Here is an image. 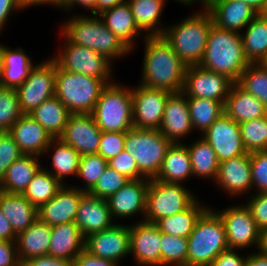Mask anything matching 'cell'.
I'll use <instances>...</instances> for the list:
<instances>
[{
	"label": "cell",
	"instance_id": "94428289",
	"mask_svg": "<svg viewBox=\"0 0 267 266\" xmlns=\"http://www.w3.org/2000/svg\"><path fill=\"white\" fill-rule=\"evenodd\" d=\"M16 235L10 222L4 216L0 208V238L4 241H15Z\"/></svg>",
	"mask_w": 267,
	"mask_h": 266
},
{
	"label": "cell",
	"instance_id": "ac0fdd59",
	"mask_svg": "<svg viewBox=\"0 0 267 266\" xmlns=\"http://www.w3.org/2000/svg\"><path fill=\"white\" fill-rule=\"evenodd\" d=\"M161 231L142 219L130 225V254L140 266H161Z\"/></svg>",
	"mask_w": 267,
	"mask_h": 266
},
{
	"label": "cell",
	"instance_id": "11a10c76",
	"mask_svg": "<svg viewBox=\"0 0 267 266\" xmlns=\"http://www.w3.org/2000/svg\"><path fill=\"white\" fill-rule=\"evenodd\" d=\"M19 263L15 241L0 243V266H16Z\"/></svg>",
	"mask_w": 267,
	"mask_h": 266
},
{
	"label": "cell",
	"instance_id": "003e7915",
	"mask_svg": "<svg viewBox=\"0 0 267 266\" xmlns=\"http://www.w3.org/2000/svg\"><path fill=\"white\" fill-rule=\"evenodd\" d=\"M257 249L260 254L267 257V229L261 231Z\"/></svg>",
	"mask_w": 267,
	"mask_h": 266
},
{
	"label": "cell",
	"instance_id": "60d3db41",
	"mask_svg": "<svg viewBox=\"0 0 267 266\" xmlns=\"http://www.w3.org/2000/svg\"><path fill=\"white\" fill-rule=\"evenodd\" d=\"M63 186L51 173L41 167L22 195L32 205L39 208L54 197Z\"/></svg>",
	"mask_w": 267,
	"mask_h": 266
},
{
	"label": "cell",
	"instance_id": "f546056e",
	"mask_svg": "<svg viewBox=\"0 0 267 266\" xmlns=\"http://www.w3.org/2000/svg\"><path fill=\"white\" fill-rule=\"evenodd\" d=\"M106 27L117 36L131 51L135 46L134 37H140L141 31L137 27L128 2L105 10L99 14Z\"/></svg>",
	"mask_w": 267,
	"mask_h": 266
},
{
	"label": "cell",
	"instance_id": "5bb4252c",
	"mask_svg": "<svg viewBox=\"0 0 267 266\" xmlns=\"http://www.w3.org/2000/svg\"><path fill=\"white\" fill-rule=\"evenodd\" d=\"M234 83L228 76L206 70L199 65L188 66L182 92L187 97L225 102Z\"/></svg>",
	"mask_w": 267,
	"mask_h": 266
},
{
	"label": "cell",
	"instance_id": "836d02e7",
	"mask_svg": "<svg viewBox=\"0 0 267 266\" xmlns=\"http://www.w3.org/2000/svg\"><path fill=\"white\" fill-rule=\"evenodd\" d=\"M70 111L56 97L45 100L29 115L33 117L53 139L59 138L69 119Z\"/></svg>",
	"mask_w": 267,
	"mask_h": 266
},
{
	"label": "cell",
	"instance_id": "7dc6e473",
	"mask_svg": "<svg viewBox=\"0 0 267 266\" xmlns=\"http://www.w3.org/2000/svg\"><path fill=\"white\" fill-rule=\"evenodd\" d=\"M130 181L125 175L107 166L97 183L88 191L91 195L107 200Z\"/></svg>",
	"mask_w": 267,
	"mask_h": 266
},
{
	"label": "cell",
	"instance_id": "484cf974",
	"mask_svg": "<svg viewBox=\"0 0 267 266\" xmlns=\"http://www.w3.org/2000/svg\"><path fill=\"white\" fill-rule=\"evenodd\" d=\"M51 229L48 255L72 262L85 249V238L75 222L54 225Z\"/></svg>",
	"mask_w": 267,
	"mask_h": 266
},
{
	"label": "cell",
	"instance_id": "7402d4cb",
	"mask_svg": "<svg viewBox=\"0 0 267 266\" xmlns=\"http://www.w3.org/2000/svg\"><path fill=\"white\" fill-rule=\"evenodd\" d=\"M159 130L171 143L176 144L183 143L180 142L181 138L193 131L187 96L183 92L168 96Z\"/></svg>",
	"mask_w": 267,
	"mask_h": 266
},
{
	"label": "cell",
	"instance_id": "7a4b0ae2",
	"mask_svg": "<svg viewBox=\"0 0 267 266\" xmlns=\"http://www.w3.org/2000/svg\"><path fill=\"white\" fill-rule=\"evenodd\" d=\"M249 64L244 55L241 33L213 24L199 66L226 75L236 83Z\"/></svg>",
	"mask_w": 267,
	"mask_h": 266
},
{
	"label": "cell",
	"instance_id": "89a4df30",
	"mask_svg": "<svg viewBox=\"0 0 267 266\" xmlns=\"http://www.w3.org/2000/svg\"><path fill=\"white\" fill-rule=\"evenodd\" d=\"M164 1H166V0H164ZM175 1L182 3L184 5H191L194 2H196V3L197 2H203V0H175Z\"/></svg>",
	"mask_w": 267,
	"mask_h": 266
},
{
	"label": "cell",
	"instance_id": "1f68e13d",
	"mask_svg": "<svg viewBox=\"0 0 267 266\" xmlns=\"http://www.w3.org/2000/svg\"><path fill=\"white\" fill-rule=\"evenodd\" d=\"M33 67L34 64L23 48L18 47L11 50L4 46L0 86L16 89L29 77Z\"/></svg>",
	"mask_w": 267,
	"mask_h": 266
},
{
	"label": "cell",
	"instance_id": "30bf717a",
	"mask_svg": "<svg viewBox=\"0 0 267 266\" xmlns=\"http://www.w3.org/2000/svg\"><path fill=\"white\" fill-rule=\"evenodd\" d=\"M63 39V50L52 57L61 69L104 80L107 84L113 82L112 61L90 48L71 43L64 35Z\"/></svg>",
	"mask_w": 267,
	"mask_h": 266
},
{
	"label": "cell",
	"instance_id": "2e32d148",
	"mask_svg": "<svg viewBox=\"0 0 267 266\" xmlns=\"http://www.w3.org/2000/svg\"><path fill=\"white\" fill-rule=\"evenodd\" d=\"M202 138L215 151L219 162L247 153L242 143L239 124L225 113L206 130Z\"/></svg>",
	"mask_w": 267,
	"mask_h": 266
},
{
	"label": "cell",
	"instance_id": "b9f144b4",
	"mask_svg": "<svg viewBox=\"0 0 267 266\" xmlns=\"http://www.w3.org/2000/svg\"><path fill=\"white\" fill-rule=\"evenodd\" d=\"M236 83L267 108V69L258 63H250Z\"/></svg>",
	"mask_w": 267,
	"mask_h": 266
},
{
	"label": "cell",
	"instance_id": "ba28073f",
	"mask_svg": "<svg viewBox=\"0 0 267 266\" xmlns=\"http://www.w3.org/2000/svg\"><path fill=\"white\" fill-rule=\"evenodd\" d=\"M171 144L160 130L133 127L126 132L124 150L134 157L139 172L145 178L155 179Z\"/></svg>",
	"mask_w": 267,
	"mask_h": 266
},
{
	"label": "cell",
	"instance_id": "6f0895ef",
	"mask_svg": "<svg viewBox=\"0 0 267 266\" xmlns=\"http://www.w3.org/2000/svg\"><path fill=\"white\" fill-rule=\"evenodd\" d=\"M23 266H72V262L65 259L44 255L22 262Z\"/></svg>",
	"mask_w": 267,
	"mask_h": 266
},
{
	"label": "cell",
	"instance_id": "e575fe53",
	"mask_svg": "<svg viewBox=\"0 0 267 266\" xmlns=\"http://www.w3.org/2000/svg\"><path fill=\"white\" fill-rule=\"evenodd\" d=\"M127 2L137 27L140 31L145 30V36H162L165 28L158 23L166 3L164 0H128Z\"/></svg>",
	"mask_w": 267,
	"mask_h": 266
},
{
	"label": "cell",
	"instance_id": "277c9868",
	"mask_svg": "<svg viewBox=\"0 0 267 266\" xmlns=\"http://www.w3.org/2000/svg\"><path fill=\"white\" fill-rule=\"evenodd\" d=\"M99 15L73 16L61 27L71 43L92 49L110 61L130 53V49L103 23Z\"/></svg>",
	"mask_w": 267,
	"mask_h": 266
},
{
	"label": "cell",
	"instance_id": "6da1fadb",
	"mask_svg": "<svg viewBox=\"0 0 267 266\" xmlns=\"http://www.w3.org/2000/svg\"><path fill=\"white\" fill-rule=\"evenodd\" d=\"M143 38L145 52L140 84L171 93L182 92L187 66L163 36L144 35Z\"/></svg>",
	"mask_w": 267,
	"mask_h": 266
},
{
	"label": "cell",
	"instance_id": "7bdbcfd3",
	"mask_svg": "<svg viewBox=\"0 0 267 266\" xmlns=\"http://www.w3.org/2000/svg\"><path fill=\"white\" fill-rule=\"evenodd\" d=\"M239 128L248 153L267 150V115L240 123Z\"/></svg>",
	"mask_w": 267,
	"mask_h": 266
},
{
	"label": "cell",
	"instance_id": "6125c7cd",
	"mask_svg": "<svg viewBox=\"0 0 267 266\" xmlns=\"http://www.w3.org/2000/svg\"><path fill=\"white\" fill-rule=\"evenodd\" d=\"M127 0H96V15L104 12L105 10L111 9L116 5H120Z\"/></svg>",
	"mask_w": 267,
	"mask_h": 266
},
{
	"label": "cell",
	"instance_id": "d590c367",
	"mask_svg": "<svg viewBox=\"0 0 267 266\" xmlns=\"http://www.w3.org/2000/svg\"><path fill=\"white\" fill-rule=\"evenodd\" d=\"M241 33L243 51L249 63H258L267 51V17L257 14Z\"/></svg>",
	"mask_w": 267,
	"mask_h": 266
},
{
	"label": "cell",
	"instance_id": "603a6c76",
	"mask_svg": "<svg viewBox=\"0 0 267 266\" xmlns=\"http://www.w3.org/2000/svg\"><path fill=\"white\" fill-rule=\"evenodd\" d=\"M75 224L84 238L114 225L107 200L85 192L82 195Z\"/></svg>",
	"mask_w": 267,
	"mask_h": 266
},
{
	"label": "cell",
	"instance_id": "5b68a950",
	"mask_svg": "<svg viewBox=\"0 0 267 266\" xmlns=\"http://www.w3.org/2000/svg\"><path fill=\"white\" fill-rule=\"evenodd\" d=\"M187 240L186 266H210L220 253L229 249L223 221L209 206Z\"/></svg>",
	"mask_w": 267,
	"mask_h": 266
},
{
	"label": "cell",
	"instance_id": "f35d334b",
	"mask_svg": "<svg viewBox=\"0 0 267 266\" xmlns=\"http://www.w3.org/2000/svg\"><path fill=\"white\" fill-rule=\"evenodd\" d=\"M188 148L193 176L210 178L215 181L218 174L219 160L210 144L203 138L196 140Z\"/></svg>",
	"mask_w": 267,
	"mask_h": 266
},
{
	"label": "cell",
	"instance_id": "7c38bea8",
	"mask_svg": "<svg viewBox=\"0 0 267 266\" xmlns=\"http://www.w3.org/2000/svg\"><path fill=\"white\" fill-rule=\"evenodd\" d=\"M168 90L139 85L132 88L133 127L159 130L168 96Z\"/></svg>",
	"mask_w": 267,
	"mask_h": 266
},
{
	"label": "cell",
	"instance_id": "ee69618b",
	"mask_svg": "<svg viewBox=\"0 0 267 266\" xmlns=\"http://www.w3.org/2000/svg\"><path fill=\"white\" fill-rule=\"evenodd\" d=\"M187 238L161 232V266H186Z\"/></svg>",
	"mask_w": 267,
	"mask_h": 266
},
{
	"label": "cell",
	"instance_id": "f1b7e54d",
	"mask_svg": "<svg viewBox=\"0 0 267 266\" xmlns=\"http://www.w3.org/2000/svg\"><path fill=\"white\" fill-rule=\"evenodd\" d=\"M0 208L16 234L25 231L38 219V208L22 194L0 191Z\"/></svg>",
	"mask_w": 267,
	"mask_h": 266
},
{
	"label": "cell",
	"instance_id": "c3c4849f",
	"mask_svg": "<svg viewBox=\"0 0 267 266\" xmlns=\"http://www.w3.org/2000/svg\"><path fill=\"white\" fill-rule=\"evenodd\" d=\"M252 190L257 193L267 192V150L250 153Z\"/></svg>",
	"mask_w": 267,
	"mask_h": 266
},
{
	"label": "cell",
	"instance_id": "91938a15",
	"mask_svg": "<svg viewBox=\"0 0 267 266\" xmlns=\"http://www.w3.org/2000/svg\"><path fill=\"white\" fill-rule=\"evenodd\" d=\"M76 5L82 6L84 9L90 10L92 14L96 15V0H62L60 9L66 11L72 10Z\"/></svg>",
	"mask_w": 267,
	"mask_h": 266
},
{
	"label": "cell",
	"instance_id": "f5cc1de1",
	"mask_svg": "<svg viewBox=\"0 0 267 266\" xmlns=\"http://www.w3.org/2000/svg\"><path fill=\"white\" fill-rule=\"evenodd\" d=\"M258 228L262 231L267 229V192L251 195L245 204Z\"/></svg>",
	"mask_w": 267,
	"mask_h": 266
},
{
	"label": "cell",
	"instance_id": "9c48e42d",
	"mask_svg": "<svg viewBox=\"0 0 267 266\" xmlns=\"http://www.w3.org/2000/svg\"><path fill=\"white\" fill-rule=\"evenodd\" d=\"M197 197L182 184L165 183L149 179L144 221L156 223L159 219L173 216L188 209Z\"/></svg>",
	"mask_w": 267,
	"mask_h": 266
},
{
	"label": "cell",
	"instance_id": "9f6ffc18",
	"mask_svg": "<svg viewBox=\"0 0 267 266\" xmlns=\"http://www.w3.org/2000/svg\"><path fill=\"white\" fill-rule=\"evenodd\" d=\"M119 264L91 255L85 249L72 261V266H118Z\"/></svg>",
	"mask_w": 267,
	"mask_h": 266
},
{
	"label": "cell",
	"instance_id": "d6986e66",
	"mask_svg": "<svg viewBox=\"0 0 267 266\" xmlns=\"http://www.w3.org/2000/svg\"><path fill=\"white\" fill-rule=\"evenodd\" d=\"M85 191L63 186L54 197L38 208V219L50 225L75 222L78 206Z\"/></svg>",
	"mask_w": 267,
	"mask_h": 266
},
{
	"label": "cell",
	"instance_id": "cb8c5ba5",
	"mask_svg": "<svg viewBox=\"0 0 267 266\" xmlns=\"http://www.w3.org/2000/svg\"><path fill=\"white\" fill-rule=\"evenodd\" d=\"M214 182L232 196L250 192L252 189L250 153L220 162Z\"/></svg>",
	"mask_w": 267,
	"mask_h": 266
},
{
	"label": "cell",
	"instance_id": "f907efd6",
	"mask_svg": "<svg viewBox=\"0 0 267 266\" xmlns=\"http://www.w3.org/2000/svg\"><path fill=\"white\" fill-rule=\"evenodd\" d=\"M24 155L14 139L8 132L0 134V180L5 175L8 167Z\"/></svg>",
	"mask_w": 267,
	"mask_h": 266
},
{
	"label": "cell",
	"instance_id": "a7ac6f4b",
	"mask_svg": "<svg viewBox=\"0 0 267 266\" xmlns=\"http://www.w3.org/2000/svg\"><path fill=\"white\" fill-rule=\"evenodd\" d=\"M258 64L262 68L267 69V51H266L265 55L260 59V61L258 62Z\"/></svg>",
	"mask_w": 267,
	"mask_h": 266
},
{
	"label": "cell",
	"instance_id": "3957f363",
	"mask_svg": "<svg viewBox=\"0 0 267 266\" xmlns=\"http://www.w3.org/2000/svg\"><path fill=\"white\" fill-rule=\"evenodd\" d=\"M212 25L211 14L203 8L172 27H165L162 36L187 67L197 66L203 59Z\"/></svg>",
	"mask_w": 267,
	"mask_h": 266
},
{
	"label": "cell",
	"instance_id": "8992f818",
	"mask_svg": "<svg viewBox=\"0 0 267 266\" xmlns=\"http://www.w3.org/2000/svg\"><path fill=\"white\" fill-rule=\"evenodd\" d=\"M106 85L104 80L65 71L56 63L55 96L71 114H92Z\"/></svg>",
	"mask_w": 267,
	"mask_h": 266
},
{
	"label": "cell",
	"instance_id": "d6a6232c",
	"mask_svg": "<svg viewBox=\"0 0 267 266\" xmlns=\"http://www.w3.org/2000/svg\"><path fill=\"white\" fill-rule=\"evenodd\" d=\"M38 157L35 155H22L15 160L0 180V191L22 194L33 176L41 168Z\"/></svg>",
	"mask_w": 267,
	"mask_h": 266
},
{
	"label": "cell",
	"instance_id": "816d5d0a",
	"mask_svg": "<svg viewBox=\"0 0 267 266\" xmlns=\"http://www.w3.org/2000/svg\"><path fill=\"white\" fill-rule=\"evenodd\" d=\"M108 166L116 170L118 173L125 175L130 180L144 179L145 177L139 172L134 157L123 150L116 157L108 161Z\"/></svg>",
	"mask_w": 267,
	"mask_h": 266
},
{
	"label": "cell",
	"instance_id": "680465c9",
	"mask_svg": "<svg viewBox=\"0 0 267 266\" xmlns=\"http://www.w3.org/2000/svg\"><path fill=\"white\" fill-rule=\"evenodd\" d=\"M23 7L18 3L17 0H0V31L3 30L5 21L9 19V15L12 11L22 10Z\"/></svg>",
	"mask_w": 267,
	"mask_h": 266
},
{
	"label": "cell",
	"instance_id": "83f0119b",
	"mask_svg": "<svg viewBox=\"0 0 267 266\" xmlns=\"http://www.w3.org/2000/svg\"><path fill=\"white\" fill-rule=\"evenodd\" d=\"M224 110L225 114L238 124L267 115V108L263 103L237 83L232 85L224 104Z\"/></svg>",
	"mask_w": 267,
	"mask_h": 266
},
{
	"label": "cell",
	"instance_id": "44dd1931",
	"mask_svg": "<svg viewBox=\"0 0 267 266\" xmlns=\"http://www.w3.org/2000/svg\"><path fill=\"white\" fill-rule=\"evenodd\" d=\"M202 4L211 14L214 25L237 33L257 15L241 0H203Z\"/></svg>",
	"mask_w": 267,
	"mask_h": 266
},
{
	"label": "cell",
	"instance_id": "ffe728a7",
	"mask_svg": "<svg viewBox=\"0 0 267 266\" xmlns=\"http://www.w3.org/2000/svg\"><path fill=\"white\" fill-rule=\"evenodd\" d=\"M149 179L130 180L122 186L118 191L113 193L107 203L111 216L114 218H128L141 213L145 216L147 191Z\"/></svg>",
	"mask_w": 267,
	"mask_h": 266
},
{
	"label": "cell",
	"instance_id": "681fc988",
	"mask_svg": "<svg viewBox=\"0 0 267 266\" xmlns=\"http://www.w3.org/2000/svg\"><path fill=\"white\" fill-rule=\"evenodd\" d=\"M125 136L124 132L102 131L98 154L107 161L116 157L125 148Z\"/></svg>",
	"mask_w": 267,
	"mask_h": 266
},
{
	"label": "cell",
	"instance_id": "d4e9b609",
	"mask_svg": "<svg viewBox=\"0 0 267 266\" xmlns=\"http://www.w3.org/2000/svg\"><path fill=\"white\" fill-rule=\"evenodd\" d=\"M8 133L24 155L42 156L53 140L50 134L29 114H23Z\"/></svg>",
	"mask_w": 267,
	"mask_h": 266
},
{
	"label": "cell",
	"instance_id": "ab89813d",
	"mask_svg": "<svg viewBox=\"0 0 267 266\" xmlns=\"http://www.w3.org/2000/svg\"><path fill=\"white\" fill-rule=\"evenodd\" d=\"M187 102L193 130L199 129L202 135L225 113V102L194 97H187Z\"/></svg>",
	"mask_w": 267,
	"mask_h": 266
},
{
	"label": "cell",
	"instance_id": "be15d7a7",
	"mask_svg": "<svg viewBox=\"0 0 267 266\" xmlns=\"http://www.w3.org/2000/svg\"><path fill=\"white\" fill-rule=\"evenodd\" d=\"M18 3L23 7V10L28 6H39L42 4L46 5H55L56 7L60 8L62 0H17Z\"/></svg>",
	"mask_w": 267,
	"mask_h": 266
},
{
	"label": "cell",
	"instance_id": "e0dca14e",
	"mask_svg": "<svg viewBox=\"0 0 267 266\" xmlns=\"http://www.w3.org/2000/svg\"><path fill=\"white\" fill-rule=\"evenodd\" d=\"M101 132L92 114H70L59 139L82 157L98 153Z\"/></svg>",
	"mask_w": 267,
	"mask_h": 266
},
{
	"label": "cell",
	"instance_id": "03108f58",
	"mask_svg": "<svg viewBox=\"0 0 267 266\" xmlns=\"http://www.w3.org/2000/svg\"><path fill=\"white\" fill-rule=\"evenodd\" d=\"M247 3L256 14H263L267 8V0H241Z\"/></svg>",
	"mask_w": 267,
	"mask_h": 266
},
{
	"label": "cell",
	"instance_id": "8d00e7d4",
	"mask_svg": "<svg viewBox=\"0 0 267 266\" xmlns=\"http://www.w3.org/2000/svg\"><path fill=\"white\" fill-rule=\"evenodd\" d=\"M198 199L186 210L159 219L155 224L163 233L188 238L201 214L208 208Z\"/></svg>",
	"mask_w": 267,
	"mask_h": 266
},
{
	"label": "cell",
	"instance_id": "2644e50d",
	"mask_svg": "<svg viewBox=\"0 0 267 266\" xmlns=\"http://www.w3.org/2000/svg\"><path fill=\"white\" fill-rule=\"evenodd\" d=\"M3 48H4V45L0 44V74H1V68H2V62H3Z\"/></svg>",
	"mask_w": 267,
	"mask_h": 266
},
{
	"label": "cell",
	"instance_id": "bcb514c9",
	"mask_svg": "<svg viewBox=\"0 0 267 266\" xmlns=\"http://www.w3.org/2000/svg\"><path fill=\"white\" fill-rule=\"evenodd\" d=\"M107 166L108 161L98 153L82 156L77 177L82 178L86 185L84 188L79 187L78 189L88 192L97 183Z\"/></svg>",
	"mask_w": 267,
	"mask_h": 266
},
{
	"label": "cell",
	"instance_id": "8c879c8a",
	"mask_svg": "<svg viewBox=\"0 0 267 266\" xmlns=\"http://www.w3.org/2000/svg\"><path fill=\"white\" fill-rule=\"evenodd\" d=\"M263 15H264L265 17H267V8H266L265 12L263 13Z\"/></svg>",
	"mask_w": 267,
	"mask_h": 266
},
{
	"label": "cell",
	"instance_id": "4fadbf2b",
	"mask_svg": "<svg viewBox=\"0 0 267 266\" xmlns=\"http://www.w3.org/2000/svg\"><path fill=\"white\" fill-rule=\"evenodd\" d=\"M217 213L223 221L229 249L243 250L254 244L258 248L261 230L246 205L231 206Z\"/></svg>",
	"mask_w": 267,
	"mask_h": 266
},
{
	"label": "cell",
	"instance_id": "52a82bcc",
	"mask_svg": "<svg viewBox=\"0 0 267 266\" xmlns=\"http://www.w3.org/2000/svg\"><path fill=\"white\" fill-rule=\"evenodd\" d=\"M102 131L124 132L133 128L132 88L118 83L107 84L92 112Z\"/></svg>",
	"mask_w": 267,
	"mask_h": 266
},
{
	"label": "cell",
	"instance_id": "4dcf8cb0",
	"mask_svg": "<svg viewBox=\"0 0 267 266\" xmlns=\"http://www.w3.org/2000/svg\"><path fill=\"white\" fill-rule=\"evenodd\" d=\"M192 175L193 169L186 144L172 143L155 179L165 183L182 184Z\"/></svg>",
	"mask_w": 267,
	"mask_h": 266
},
{
	"label": "cell",
	"instance_id": "f6af8a7d",
	"mask_svg": "<svg viewBox=\"0 0 267 266\" xmlns=\"http://www.w3.org/2000/svg\"><path fill=\"white\" fill-rule=\"evenodd\" d=\"M22 115L16 90L0 86V131L8 132Z\"/></svg>",
	"mask_w": 267,
	"mask_h": 266
},
{
	"label": "cell",
	"instance_id": "e7e4bbea",
	"mask_svg": "<svg viewBox=\"0 0 267 266\" xmlns=\"http://www.w3.org/2000/svg\"><path fill=\"white\" fill-rule=\"evenodd\" d=\"M245 266H267V257L256 251L250 253L246 258Z\"/></svg>",
	"mask_w": 267,
	"mask_h": 266
},
{
	"label": "cell",
	"instance_id": "9a60e30c",
	"mask_svg": "<svg viewBox=\"0 0 267 266\" xmlns=\"http://www.w3.org/2000/svg\"><path fill=\"white\" fill-rule=\"evenodd\" d=\"M85 250L118 264L130 254V225L116 222L108 229L89 235L85 238Z\"/></svg>",
	"mask_w": 267,
	"mask_h": 266
},
{
	"label": "cell",
	"instance_id": "db71d44e",
	"mask_svg": "<svg viewBox=\"0 0 267 266\" xmlns=\"http://www.w3.org/2000/svg\"><path fill=\"white\" fill-rule=\"evenodd\" d=\"M246 258L237 254L236 249H228L220 253L210 266H245Z\"/></svg>",
	"mask_w": 267,
	"mask_h": 266
},
{
	"label": "cell",
	"instance_id": "74e56055",
	"mask_svg": "<svg viewBox=\"0 0 267 266\" xmlns=\"http://www.w3.org/2000/svg\"><path fill=\"white\" fill-rule=\"evenodd\" d=\"M50 148H54L52 154L53 169L48 170L46 168L45 170L51 173L62 185H65L63 182L64 177L69 175L77 177L81 155L70 145L64 144L59 138L50 142V145L45 150L46 154Z\"/></svg>",
	"mask_w": 267,
	"mask_h": 266
},
{
	"label": "cell",
	"instance_id": "4316f807",
	"mask_svg": "<svg viewBox=\"0 0 267 266\" xmlns=\"http://www.w3.org/2000/svg\"><path fill=\"white\" fill-rule=\"evenodd\" d=\"M52 229L37 219L25 231L16 235V248L19 262L48 255Z\"/></svg>",
	"mask_w": 267,
	"mask_h": 266
},
{
	"label": "cell",
	"instance_id": "8fae6325",
	"mask_svg": "<svg viewBox=\"0 0 267 266\" xmlns=\"http://www.w3.org/2000/svg\"><path fill=\"white\" fill-rule=\"evenodd\" d=\"M56 61L51 58L32 68L29 77L17 87V97L22 114H30L45 100L55 96Z\"/></svg>",
	"mask_w": 267,
	"mask_h": 266
}]
</instances>
